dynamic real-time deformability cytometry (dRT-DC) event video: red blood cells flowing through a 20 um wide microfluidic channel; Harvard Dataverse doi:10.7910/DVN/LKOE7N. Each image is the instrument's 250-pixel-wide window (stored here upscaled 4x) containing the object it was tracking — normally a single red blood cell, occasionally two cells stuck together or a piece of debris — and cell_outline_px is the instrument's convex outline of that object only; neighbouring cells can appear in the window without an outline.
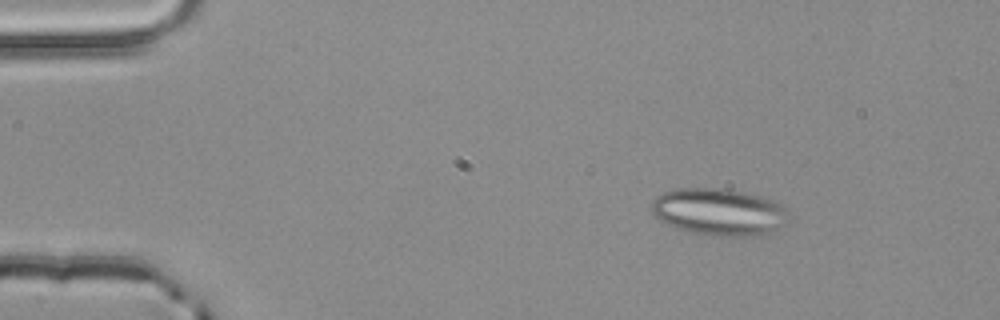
{"species": "common noctule bat (a hibernating species)", "species_latin": "Nyctalus noctula", "temperature_condition": "room temperature", "stored_images_in_passage": 3, "camera_frame_rate_fps": 3000, "um_per_image_px": 0.085, "animal": {"sex": "male", "body_mass_g": 20.4}, "frame": {"image": 1, "passage_image": 1, "time_ms": 0.0, "image_size_px": [1000, 320], "cell_outline_px": [[792, 216], [788, 224], [768, 236], [716, 236], [692, 232], [676, 228], [660, 220], [652, 212], [652, 200], [656, 196], [664, 192], [676, 188], [724, 188], [744, 192], [760, 196], [792, 212]], "centroid_in_image_um": [61.19, 18.03], "position_along_channel_um": 23.8, "area_um2": 38.15}}